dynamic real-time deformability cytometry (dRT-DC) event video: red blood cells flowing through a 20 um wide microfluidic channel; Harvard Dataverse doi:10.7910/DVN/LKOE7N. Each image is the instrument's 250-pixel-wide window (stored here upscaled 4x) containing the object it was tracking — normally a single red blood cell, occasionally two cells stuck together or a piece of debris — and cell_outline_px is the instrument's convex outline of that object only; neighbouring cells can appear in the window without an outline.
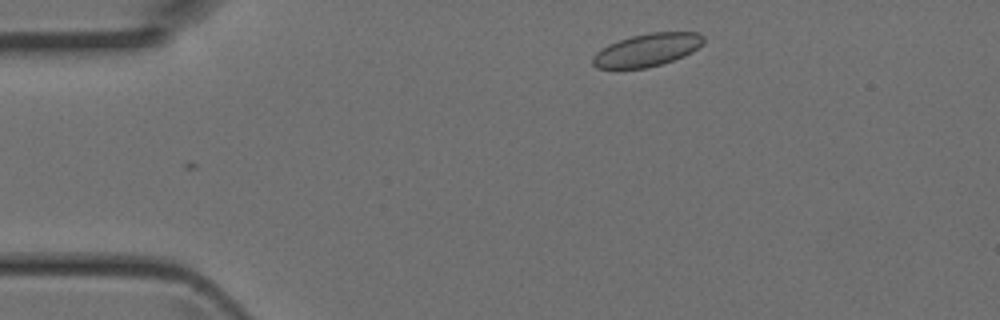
{"species": "Egyptian fruit bat (a non-hibernating species)", "species_latin": "Rousettus aegyptiacus", "temperature_condition": "room temperature", "stored_images_in_passage": 3, "camera_frame_rate_fps": 3000, "um_per_image_px": 0.085, "animal": {"sex": "female"}, "frame": {"image": 1, "passage_image": 3, "time_ms": 0.667, "image_size_px": [1000, 320], "cell_outline_px": [[704, 44], [692, 52], [684, 56], [660, 64], [644, 68], [596, 68], [592, 64], [592, 56], [596, 52], [608, 44], [632, 36], [652, 32], [696, 32], [704, 36]], "centroid_in_image_um": [55.01, 4.24], "position_along_channel_um": 30.0, "area_um2": 21.1}}